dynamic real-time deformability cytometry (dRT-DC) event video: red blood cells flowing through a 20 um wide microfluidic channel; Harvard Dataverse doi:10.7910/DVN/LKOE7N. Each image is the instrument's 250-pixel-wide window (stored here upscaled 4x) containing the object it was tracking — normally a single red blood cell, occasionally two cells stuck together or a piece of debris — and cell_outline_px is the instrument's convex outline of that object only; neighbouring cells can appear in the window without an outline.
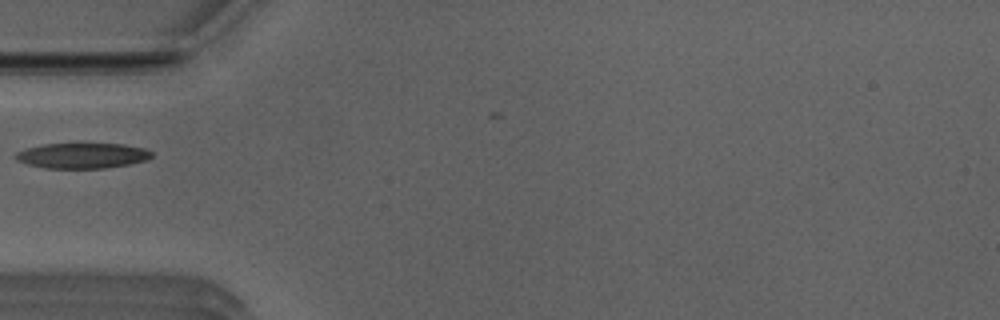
{"species": "Egyptian fruit bat (a non-hibernating species)", "species_latin": "Rousettus aegyptiacus", "temperature_condition": "room temperature", "stored_images_in_passage": 9, "camera_frame_rate_fps": 3000, "um_per_image_px": 0.085, "animal": {"sex": "male"}, "frame": {"image": 1, "passage_image": 1, "time_ms": 0.0, "image_size_px": [1000, 320], "cell_outline_px": [[152, 156], [148, 160], [128, 164], [104, 168], [44, 168], [28, 164], [16, 160], [12, 156], [16, 152], [28, 148], [44, 144], [124, 144], [144, 148], [152, 152]], "centroid_in_image_um": [6.99, 13.23], "position_along_channel_um": 78.0, "area_um2": 20.06}}